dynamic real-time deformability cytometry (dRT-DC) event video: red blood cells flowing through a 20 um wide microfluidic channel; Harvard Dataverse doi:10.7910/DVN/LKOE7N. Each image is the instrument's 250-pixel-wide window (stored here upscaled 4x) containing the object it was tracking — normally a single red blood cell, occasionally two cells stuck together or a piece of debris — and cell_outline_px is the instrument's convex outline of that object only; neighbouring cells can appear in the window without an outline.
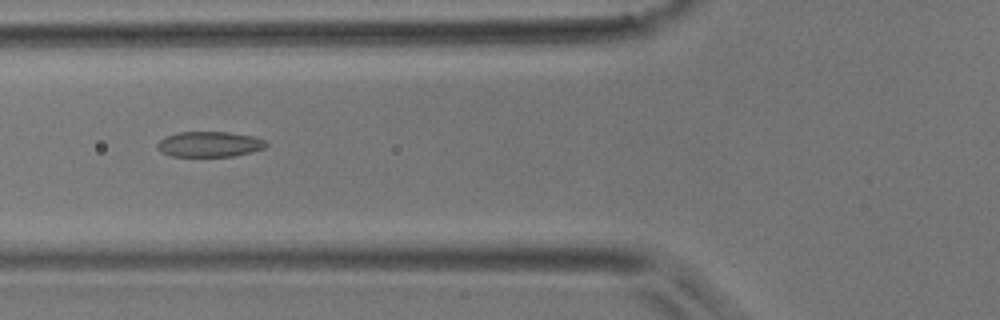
{"species": "common noctule bat (a hibernating species)", "species_latin": "Nyctalus noctula", "temperature_condition": "room temperature", "stored_images_in_passage": 40, "camera_frame_rate_fps": 3000, "um_per_image_px": 0.085, "animal": {"sex": "male", "body_mass_g": 17.9}, "frame": {"image": 1, "passage_image": 12, "time_ms": 3.667, "image_size_px": [1000, 320], "cell_outline_px": [[268, 144], [264, 148], [252, 152], [232, 156], [172, 156], [160, 152], [156, 148], [156, 144], [164, 136], [180, 132], [228, 132], [252, 136], [264, 140]], "centroid_in_image_um": [17.76, 12.26], "position_along_channel_um": 108.0, "area_um2": 16.13}}
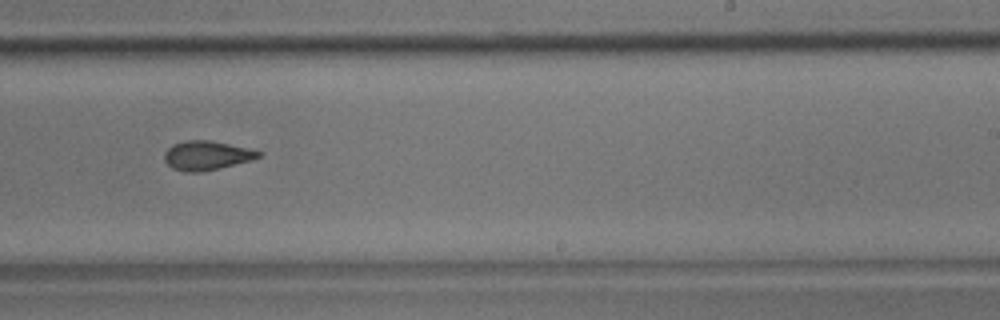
{"frame": {"image": 2, "passage_image": 23, "time_ms": 7.333, "image_size_px": [1000, 320], "cell_outline_px": [[264, 152], [260, 156], [252, 160], [200, 172], [184, 172], [172, 168], [164, 160], [164, 152], [172, 144], [188, 140], [208, 140], [248, 148]], "centroid_in_image_um": [17.55, 13.21], "position_along_channel_um": 271.5, "area_um2": 15.9}}
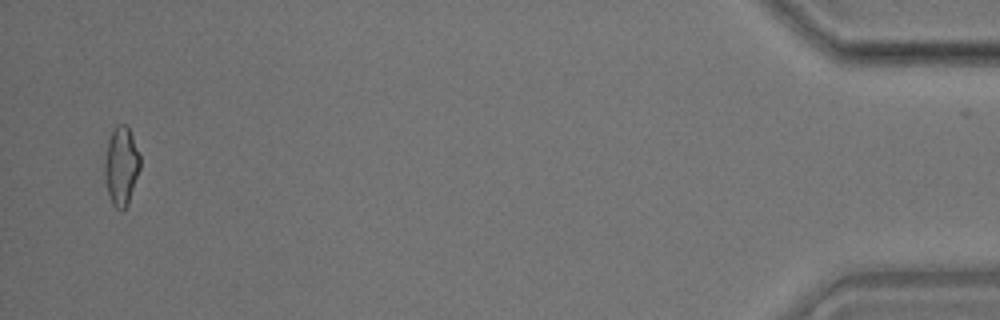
{"frame": {"image": 3, "passage_image": 39, "time_ms": 12.667, "image_size_px": [1000, 320], "cell_outline_px": [[140, 168], [128, 204], [120, 212], [112, 204], [108, 196], [104, 180], [104, 164], [108, 140], [112, 128], [116, 124], [128, 124], [140, 152]], "centroid_in_image_um": [10.3, 14.08], "position_along_channel_um": 424.9, "area_um2": 16.76}}